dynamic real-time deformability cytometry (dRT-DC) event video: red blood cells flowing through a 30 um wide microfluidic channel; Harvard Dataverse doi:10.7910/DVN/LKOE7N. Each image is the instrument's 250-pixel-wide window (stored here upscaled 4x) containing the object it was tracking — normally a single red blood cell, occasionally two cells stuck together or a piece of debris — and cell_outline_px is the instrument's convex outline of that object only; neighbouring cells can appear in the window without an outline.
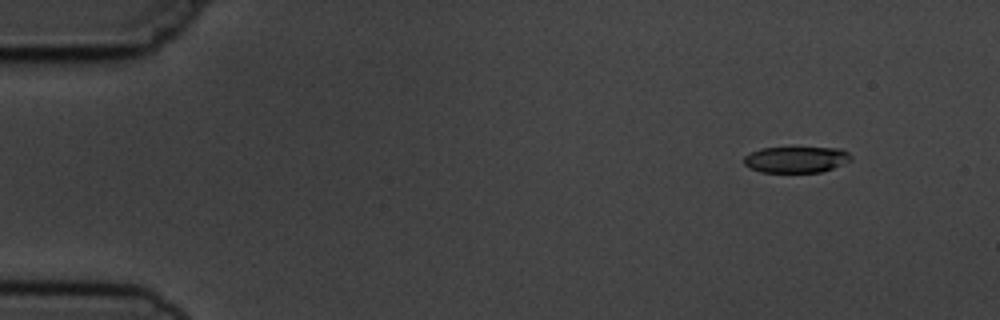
{"species": "common noctule bat (a hibernating species)", "species_latin": "Nyctalus noctula", "temperature_condition": "cold", "stored_images_in_passage": 4, "camera_frame_rate_fps": 3000, "um_per_image_px": 0.085, "animal": {"sex": "male", "body_mass_g": 19.5, "forearm_length_mm": 54.6}, "frame": {"image": 1, "passage_image": 1, "time_ms": 0.0, "image_size_px": [1000, 320], "cell_outline_px": [[852, 160], [832, 168], [820, 172], [760, 172], [748, 168], [744, 164], [744, 156], [760, 148], [840, 148], [848, 152], [852, 156]], "centroid_in_image_um": [67.66, 13.56], "position_along_channel_um": 17.3, "area_um2": 16.3}}